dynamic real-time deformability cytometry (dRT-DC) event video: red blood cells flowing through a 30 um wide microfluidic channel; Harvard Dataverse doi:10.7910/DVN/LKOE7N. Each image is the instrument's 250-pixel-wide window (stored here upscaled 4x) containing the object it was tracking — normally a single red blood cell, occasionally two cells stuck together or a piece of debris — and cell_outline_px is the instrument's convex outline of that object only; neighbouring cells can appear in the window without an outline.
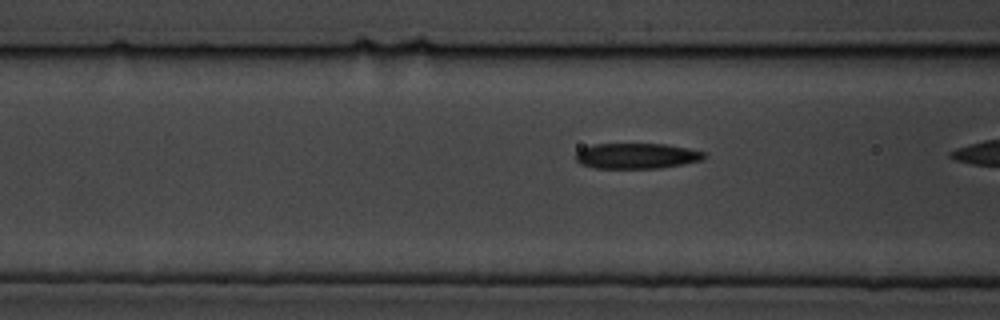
{"species": "common noctule bat (a hibernating species)", "species_latin": "Nyctalus noctula", "temperature_condition": "cold", "stored_images_in_passage": 27, "camera_frame_rate_fps": 3000, "um_per_image_px": 0.085, "animal": {"sex": "male", "body_mass_g": 19.5, "forearm_length_mm": 54.6}, "frame": {"image": 1, "passage_image": 3, "time_ms": 0.667, "image_size_px": [1000, 320], "cell_outline_px": [[708, 156], [700, 160], [660, 168], [592, 168], [580, 164], [576, 160], [576, 152], [580, 148], [592, 144], [664, 144], [688, 148], [704, 152]], "centroid_in_image_um": [54.06, 13.25], "position_along_channel_um": 112.5, "area_um2": 19.13}}
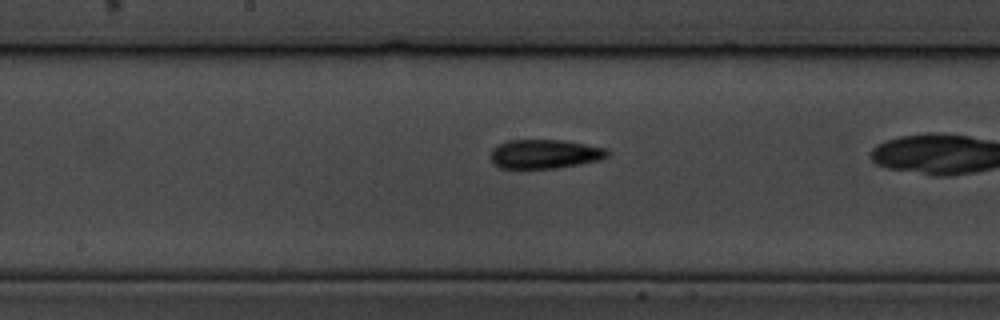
{"frame": {"image": 2, "passage_image": 11, "time_ms": 3.333, "image_size_px": [1000, 320], "cell_outline_px": [[608, 156], [596, 160], [556, 168], [500, 168], [492, 164], [492, 148], [508, 140], [564, 140], [608, 148]], "centroid_in_image_um": [46.28, 13.08], "position_along_channel_um": 201.9, "area_um2": 19.59}}
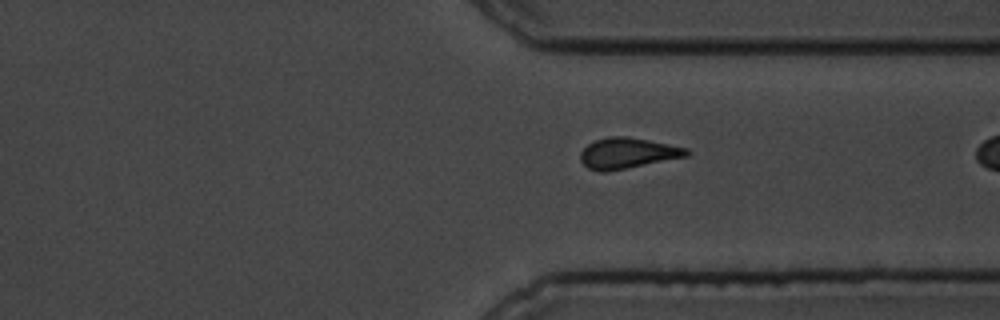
{"frame": {"image": 3, "passage_image": 25, "time_ms": 8.0, "image_size_px": [1000, 320], "cell_outline_px": [[692, 152], [688, 156], [604, 172], [600, 172], [588, 168], [580, 160], [580, 152], [592, 140], [608, 136], [628, 136], [688, 148]], "centroid_in_image_um": [53.32, 13.0], "position_along_channel_um": 358.1, "area_um2": 19.02}}